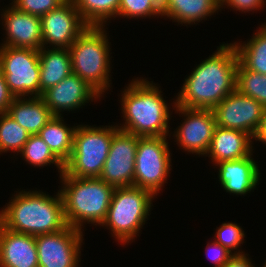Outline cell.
Here are the masks:
<instances>
[{"label": "cell", "mask_w": 266, "mask_h": 267, "mask_svg": "<svg viewBox=\"0 0 266 267\" xmlns=\"http://www.w3.org/2000/svg\"><path fill=\"white\" fill-rule=\"evenodd\" d=\"M73 2L88 26L104 27L107 20L118 17L120 0H73Z\"/></svg>", "instance_id": "25"}, {"label": "cell", "mask_w": 266, "mask_h": 267, "mask_svg": "<svg viewBox=\"0 0 266 267\" xmlns=\"http://www.w3.org/2000/svg\"><path fill=\"white\" fill-rule=\"evenodd\" d=\"M176 113L183 114L184 122L174 131L177 145L188 151L206 155L216 128V120L212 109L186 108L173 106Z\"/></svg>", "instance_id": "13"}, {"label": "cell", "mask_w": 266, "mask_h": 267, "mask_svg": "<svg viewBox=\"0 0 266 267\" xmlns=\"http://www.w3.org/2000/svg\"><path fill=\"white\" fill-rule=\"evenodd\" d=\"M76 127L66 126L62 116H53L38 133L63 164L69 160L72 154Z\"/></svg>", "instance_id": "23"}, {"label": "cell", "mask_w": 266, "mask_h": 267, "mask_svg": "<svg viewBox=\"0 0 266 267\" xmlns=\"http://www.w3.org/2000/svg\"><path fill=\"white\" fill-rule=\"evenodd\" d=\"M236 89L266 108V75L248 70L240 61L236 70Z\"/></svg>", "instance_id": "27"}, {"label": "cell", "mask_w": 266, "mask_h": 267, "mask_svg": "<svg viewBox=\"0 0 266 267\" xmlns=\"http://www.w3.org/2000/svg\"><path fill=\"white\" fill-rule=\"evenodd\" d=\"M251 139L253 138L243 131L216 126L206 154L211 157L213 164L242 159L254 150Z\"/></svg>", "instance_id": "19"}, {"label": "cell", "mask_w": 266, "mask_h": 267, "mask_svg": "<svg viewBox=\"0 0 266 267\" xmlns=\"http://www.w3.org/2000/svg\"><path fill=\"white\" fill-rule=\"evenodd\" d=\"M103 27L88 26L69 48L72 73L101 96L110 87L109 39Z\"/></svg>", "instance_id": "5"}, {"label": "cell", "mask_w": 266, "mask_h": 267, "mask_svg": "<svg viewBox=\"0 0 266 267\" xmlns=\"http://www.w3.org/2000/svg\"><path fill=\"white\" fill-rule=\"evenodd\" d=\"M239 61L253 72L266 75V23L247 43L234 42Z\"/></svg>", "instance_id": "24"}, {"label": "cell", "mask_w": 266, "mask_h": 267, "mask_svg": "<svg viewBox=\"0 0 266 267\" xmlns=\"http://www.w3.org/2000/svg\"><path fill=\"white\" fill-rule=\"evenodd\" d=\"M154 194L135 186L115 187L109 209L101 226H109L112 236L122 244L135 239L146 223ZM141 228V229H140Z\"/></svg>", "instance_id": "6"}, {"label": "cell", "mask_w": 266, "mask_h": 267, "mask_svg": "<svg viewBox=\"0 0 266 267\" xmlns=\"http://www.w3.org/2000/svg\"><path fill=\"white\" fill-rule=\"evenodd\" d=\"M102 97L92 86L78 75L71 73L57 85L42 93L41 98L54 116L62 111H72L85 106L90 100ZM63 109V110H62Z\"/></svg>", "instance_id": "15"}, {"label": "cell", "mask_w": 266, "mask_h": 267, "mask_svg": "<svg viewBox=\"0 0 266 267\" xmlns=\"http://www.w3.org/2000/svg\"><path fill=\"white\" fill-rule=\"evenodd\" d=\"M66 0H14L13 5L17 10L42 17L51 10L59 7Z\"/></svg>", "instance_id": "31"}, {"label": "cell", "mask_w": 266, "mask_h": 267, "mask_svg": "<svg viewBox=\"0 0 266 267\" xmlns=\"http://www.w3.org/2000/svg\"><path fill=\"white\" fill-rule=\"evenodd\" d=\"M39 49L40 97L72 73L71 55L67 48ZM47 48V50H46Z\"/></svg>", "instance_id": "21"}, {"label": "cell", "mask_w": 266, "mask_h": 267, "mask_svg": "<svg viewBox=\"0 0 266 267\" xmlns=\"http://www.w3.org/2000/svg\"><path fill=\"white\" fill-rule=\"evenodd\" d=\"M266 0H220V8L227 4V7L233 8L236 11L250 12L260 10L264 7Z\"/></svg>", "instance_id": "33"}, {"label": "cell", "mask_w": 266, "mask_h": 267, "mask_svg": "<svg viewBox=\"0 0 266 267\" xmlns=\"http://www.w3.org/2000/svg\"><path fill=\"white\" fill-rule=\"evenodd\" d=\"M7 113L30 135H38L54 116L41 97L15 98Z\"/></svg>", "instance_id": "20"}, {"label": "cell", "mask_w": 266, "mask_h": 267, "mask_svg": "<svg viewBox=\"0 0 266 267\" xmlns=\"http://www.w3.org/2000/svg\"><path fill=\"white\" fill-rule=\"evenodd\" d=\"M162 16V0H120L118 16L127 18Z\"/></svg>", "instance_id": "29"}, {"label": "cell", "mask_w": 266, "mask_h": 267, "mask_svg": "<svg viewBox=\"0 0 266 267\" xmlns=\"http://www.w3.org/2000/svg\"><path fill=\"white\" fill-rule=\"evenodd\" d=\"M247 256L245 253L234 254L223 267H255Z\"/></svg>", "instance_id": "35"}, {"label": "cell", "mask_w": 266, "mask_h": 267, "mask_svg": "<svg viewBox=\"0 0 266 267\" xmlns=\"http://www.w3.org/2000/svg\"><path fill=\"white\" fill-rule=\"evenodd\" d=\"M39 267H78L83 232L67 225L64 229L35 236Z\"/></svg>", "instance_id": "10"}, {"label": "cell", "mask_w": 266, "mask_h": 267, "mask_svg": "<svg viewBox=\"0 0 266 267\" xmlns=\"http://www.w3.org/2000/svg\"><path fill=\"white\" fill-rule=\"evenodd\" d=\"M253 153L238 160L221 161L218 166V178L221 186L230 194L245 195L256 188L260 180V170Z\"/></svg>", "instance_id": "18"}, {"label": "cell", "mask_w": 266, "mask_h": 267, "mask_svg": "<svg viewBox=\"0 0 266 267\" xmlns=\"http://www.w3.org/2000/svg\"><path fill=\"white\" fill-rule=\"evenodd\" d=\"M151 82L135 79L122 91L121 108L125 124L117 125L120 130L139 137L168 136L169 107L159 87Z\"/></svg>", "instance_id": "3"}, {"label": "cell", "mask_w": 266, "mask_h": 267, "mask_svg": "<svg viewBox=\"0 0 266 267\" xmlns=\"http://www.w3.org/2000/svg\"><path fill=\"white\" fill-rule=\"evenodd\" d=\"M59 190L67 225L82 229L83 223L101 225L105 220L115 187L99 177L76 178L64 172Z\"/></svg>", "instance_id": "4"}, {"label": "cell", "mask_w": 266, "mask_h": 267, "mask_svg": "<svg viewBox=\"0 0 266 267\" xmlns=\"http://www.w3.org/2000/svg\"><path fill=\"white\" fill-rule=\"evenodd\" d=\"M0 223L7 229L28 235L55 233L67 226L63 200L40 191H20L0 211Z\"/></svg>", "instance_id": "2"}, {"label": "cell", "mask_w": 266, "mask_h": 267, "mask_svg": "<svg viewBox=\"0 0 266 267\" xmlns=\"http://www.w3.org/2000/svg\"><path fill=\"white\" fill-rule=\"evenodd\" d=\"M0 267H39L35 236L11 231L0 223Z\"/></svg>", "instance_id": "17"}, {"label": "cell", "mask_w": 266, "mask_h": 267, "mask_svg": "<svg viewBox=\"0 0 266 267\" xmlns=\"http://www.w3.org/2000/svg\"><path fill=\"white\" fill-rule=\"evenodd\" d=\"M2 24L7 39L1 45L39 50L42 47V28L39 16L17 10L14 6L2 12Z\"/></svg>", "instance_id": "16"}, {"label": "cell", "mask_w": 266, "mask_h": 267, "mask_svg": "<svg viewBox=\"0 0 266 267\" xmlns=\"http://www.w3.org/2000/svg\"><path fill=\"white\" fill-rule=\"evenodd\" d=\"M30 134L8 113L0 114V153L12 151L19 153Z\"/></svg>", "instance_id": "28"}, {"label": "cell", "mask_w": 266, "mask_h": 267, "mask_svg": "<svg viewBox=\"0 0 266 267\" xmlns=\"http://www.w3.org/2000/svg\"><path fill=\"white\" fill-rule=\"evenodd\" d=\"M253 139L260 141L266 145V108L263 113L262 122L260 123Z\"/></svg>", "instance_id": "36"}, {"label": "cell", "mask_w": 266, "mask_h": 267, "mask_svg": "<svg viewBox=\"0 0 266 267\" xmlns=\"http://www.w3.org/2000/svg\"><path fill=\"white\" fill-rule=\"evenodd\" d=\"M264 110L261 103L237 89L212 109L218 127L240 130L252 138L262 122Z\"/></svg>", "instance_id": "11"}, {"label": "cell", "mask_w": 266, "mask_h": 267, "mask_svg": "<svg viewBox=\"0 0 266 267\" xmlns=\"http://www.w3.org/2000/svg\"><path fill=\"white\" fill-rule=\"evenodd\" d=\"M139 136L118 130L99 178L114 187L134 186L135 158Z\"/></svg>", "instance_id": "12"}, {"label": "cell", "mask_w": 266, "mask_h": 267, "mask_svg": "<svg viewBox=\"0 0 266 267\" xmlns=\"http://www.w3.org/2000/svg\"><path fill=\"white\" fill-rule=\"evenodd\" d=\"M244 237V231H242V228L239 225L228 222L222 223V225L218 227L214 239L230 252L238 250L234 252V254H243L244 252H240L239 246H241L240 244H243Z\"/></svg>", "instance_id": "30"}, {"label": "cell", "mask_w": 266, "mask_h": 267, "mask_svg": "<svg viewBox=\"0 0 266 267\" xmlns=\"http://www.w3.org/2000/svg\"><path fill=\"white\" fill-rule=\"evenodd\" d=\"M239 58L233 43L223 44L185 79L175 106L213 109L236 89Z\"/></svg>", "instance_id": "1"}, {"label": "cell", "mask_w": 266, "mask_h": 267, "mask_svg": "<svg viewBox=\"0 0 266 267\" xmlns=\"http://www.w3.org/2000/svg\"><path fill=\"white\" fill-rule=\"evenodd\" d=\"M20 154L27 163L34 167L55 164L60 175L64 172V164L53 154L49 146L39 135H30Z\"/></svg>", "instance_id": "26"}, {"label": "cell", "mask_w": 266, "mask_h": 267, "mask_svg": "<svg viewBox=\"0 0 266 267\" xmlns=\"http://www.w3.org/2000/svg\"><path fill=\"white\" fill-rule=\"evenodd\" d=\"M40 19L43 48L49 43L52 48L69 49L76 38L88 27L73 0H66Z\"/></svg>", "instance_id": "14"}, {"label": "cell", "mask_w": 266, "mask_h": 267, "mask_svg": "<svg viewBox=\"0 0 266 267\" xmlns=\"http://www.w3.org/2000/svg\"><path fill=\"white\" fill-rule=\"evenodd\" d=\"M106 127V128H105ZM78 125L73 136V150L64 164V173L76 178L99 177L111 146L115 126Z\"/></svg>", "instance_id": "7"}, {"label": "cell", "mask_w": 266, "mask_h": 267, "mask_svg": "<svg viewBox=\"0 0 266 267\" xmlns=\"http://www.w3.org/2000/svg\"><path fill=\"white\" fill-rule=\"evenodd\" d=\"M206 254V256H209L210 260L215 263L214 267H223L234 255V253L230 252L215 240L211 244H207Z\"/></svg>", "instance_id": "32"}, {"label": "cell", "mask_w": 266, "mask_h": 267, "mask_svg": "<svg viewBox=\"0 0 266 267\" xmlns=\"http://www.w3.org/2000/svg\"><path fill=\"white\" fill-rule=\"evenodd\" d=\"M220 9V0H162V16L180 24H196Z\"/></svg>", "instance_id": "22"}, {"label": "cell", "mask_w": 266, "mask_h": 267, "mask_svg": "<svg viewBox=\"0 0 266 267\" xmlns=\"http://www.w3.org/2000/svg\"><path fill=\"white\" fill-rule=\"evenodd\" d=\"M167 136L139 137L135 158L134 186L159 194L172 169ZM171 166V167H170Z\"/></svg>", "instance_id": "8"}, {"label": "cell", "mask_w": 266, "mask_h": 267, "mask_svg": "<svg viewBox=\"0 0 266 267\" xmlns=\"http://www.w3.org/2000/svg\"><path fill=\"white\" fill-rule=\"evenodd\" d=\"M15 99L11 93L4 77V73L0 68V114L7 113L8 107Z\"/></svg>", "instance_id": "34"}, {"label": "cell", "mask_w": 266, "mask_h": 267, "mask_svg": "<svg viewBox=\"0 0 266 267\" xmlns=\"http://www.w3.org/2000/svg\"><path fill=\"white\" fill-rule=\"evenodd\" d=\"M0 68L15 98L40 97L39 50L0 46Z\"/></svg>", "instance_id": "9"}]
</instances>
